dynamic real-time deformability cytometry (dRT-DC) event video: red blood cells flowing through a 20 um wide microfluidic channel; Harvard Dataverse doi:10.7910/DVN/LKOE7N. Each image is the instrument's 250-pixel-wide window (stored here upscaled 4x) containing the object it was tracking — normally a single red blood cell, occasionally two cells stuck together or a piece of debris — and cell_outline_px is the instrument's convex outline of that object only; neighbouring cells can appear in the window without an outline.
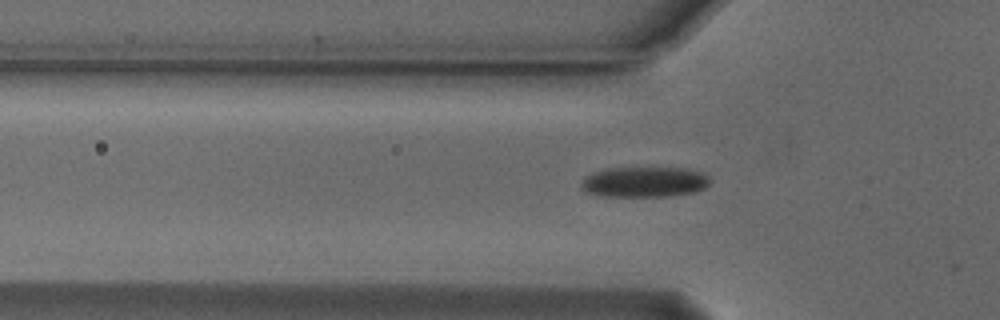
{"species": "Egyptian fruit bat (a non-hibernating species)", "species_latin": "Rousettus aegyptiacus", "temperature_condition": "cold", "stored_images_in_passage": 29, "camera_frame_rate_fps": 3000, "um_per_image_px": 0.085, "animal": {"sex": "male"}, "frame": {"image": 1, "passage_image": 2, "time_ms": 0.333, "image_size_px": [1000, 320], "cell_outline_px": [[712, 180], [704, 188], [696, 192], [668, 196], [604, 196], [588, 192], [580, 184], [584, 176], [604, 168], [688, 168], [704, 172]], "centroid_in_image_um": [54.82, 15.45], "position_along_channel_um": 71.0, "area_um2": 22.95}}
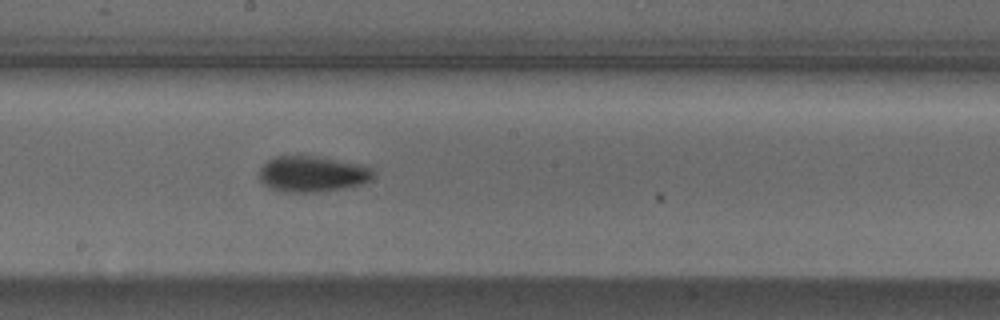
{"frame": {"image": 2, "passage_image": 14, "time_ms": 4.333, "image_size_px": [1000, 320], "cell_outline_px": [[372, 176], [368, 180], [360, 184], [340, 188], [312, 192], [284, 192], [268, 188], [260, 180], [260, 168], [268, 160], [276, 156], [300, 152], [360, 164], [372, 168]], "centroid_in_image_um": [26.47, 14.73], "position_along_channel_um": 221.7, "area_um2": 24.22}}
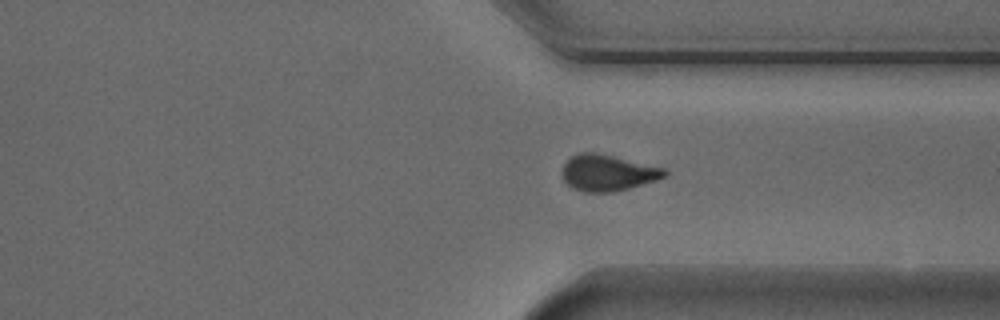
{"frame": {"image": 3, "passage_image": 25, "time_ms": 8.0, "image_size_px": [1000, 320], "cell_outline_px": [[668, 176], [656, 180], [628, 188], [612, 192], [584, 192], [572, 188], [564, 180], [560, 172], [564, 164], [572, 156], [580, 152], [596, 152], [664, 168], [668, 172]], "centroid_in_image_um": [51.63, 14.69], "position_along_channel_um": 359.8, "area_um2": 21.56}}